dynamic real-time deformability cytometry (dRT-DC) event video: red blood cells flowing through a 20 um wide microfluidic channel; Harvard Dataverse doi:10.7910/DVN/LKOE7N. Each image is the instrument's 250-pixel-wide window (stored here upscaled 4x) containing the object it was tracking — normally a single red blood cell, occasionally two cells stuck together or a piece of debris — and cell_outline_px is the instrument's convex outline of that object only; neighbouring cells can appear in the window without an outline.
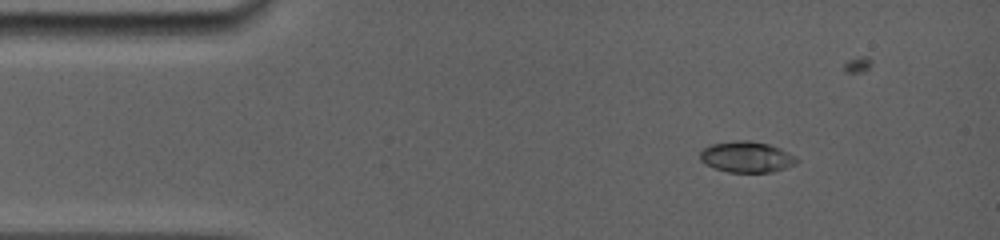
{"species": "common noctule bat (a hibernating species)", "species_latin": "Nyctalus noctula", "temperature_condition": "room temperature", "stored_images_in_passage": 67, "camera_frame_rate_fps": 5000, "um_per_image_px": 0.085, "animal": {"sex": "female", "body_mass_g": 19.0, "forearm_length_mm": 56.7}, "frame": {"image": 1, "passage_image": 1, "time_ms": 0.0, "image_size_px": [1000, 240], "cell_outline_px": [[800, 160], [796, 164], [772, 172], [728, 172], [704, 164], [700, 160], [700, 152], [704, 148], [712, 144], [732, 140], [752, 140], [768, 144], [780, 148], [796, 156]], "centroid_in_image_um": [63.47, 13.33], "position_along_channel_um": 21.5, "area_um2": 17.57}}
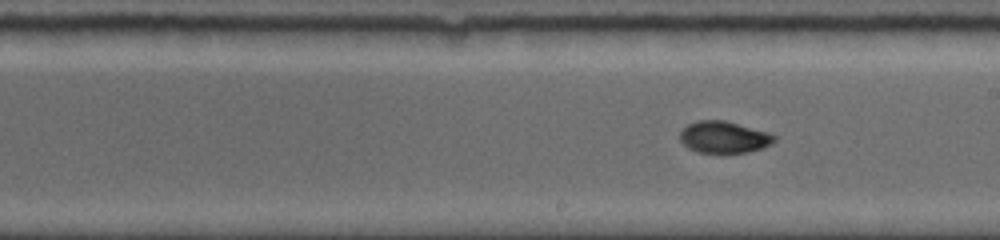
{"frame": {"image": 2, "passage_image": 34, "time_ms": 7.0, "image_size_px": [1000, 240], "cell_outline_px": [[776, 140], [772, 144], [748, 152], [724, 156], [696, 152], [688, 148], [680, 140], [680, 132], [688, 124], [696, 120], [724, 120], [768, 132], [776, 136]], "centroid_in_image_um": [61.52, 11.7], "position_along_channel_um": 227.5, "area_um2": 18.09}}
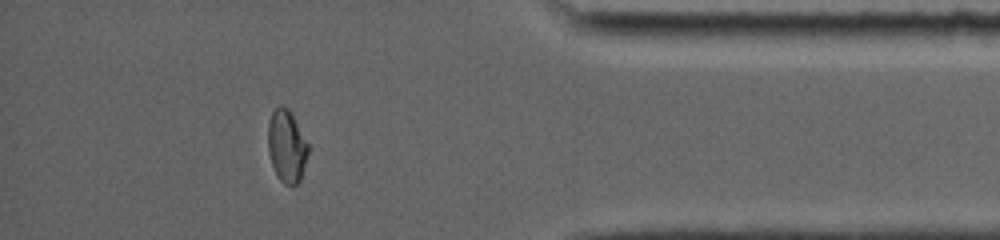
{"frame": {"image": 3, "passage_image": 59, "time_ms": 12.2, "image_size_px": [1000, 240], "cell_outline_px": [[308, 152], [300, 180], [292, 188], [284, 184], [280, 180], [272, 164], [268, 152], [268, 124], [272, 112], [280, 104], [288, 108], [292, 112], [308, 144]], "centroid_in_image_um": [24.37, 12.41], "position_along_channel_um": 410.8, "area_um2": 16.99}}